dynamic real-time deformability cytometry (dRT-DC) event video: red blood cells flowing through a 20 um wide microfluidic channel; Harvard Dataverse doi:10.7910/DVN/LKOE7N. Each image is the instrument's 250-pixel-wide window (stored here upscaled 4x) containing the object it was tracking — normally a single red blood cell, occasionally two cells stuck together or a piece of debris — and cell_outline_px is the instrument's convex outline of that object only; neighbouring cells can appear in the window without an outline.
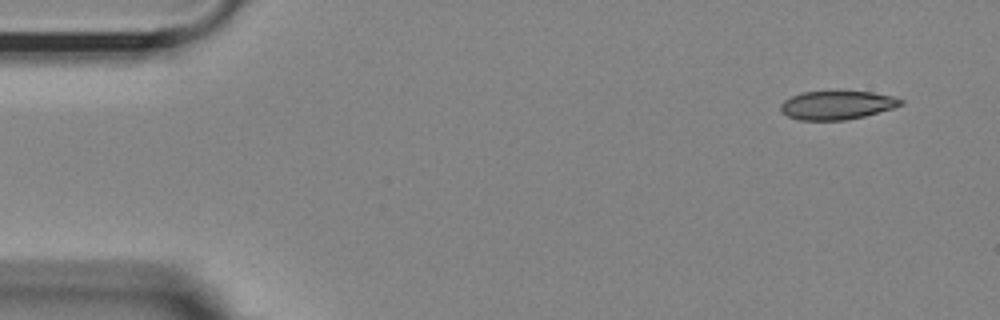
{"species": "Egyptian fruit bat (a non-hibernating species)", "species_latin": "Rousettus aegyptiacus", "temperature_condition": "room temperature", "stored_images_in_passage": 6, "camera_frame_rate_fps": 3000, "um_per_image_px": 0.085, "animal": {"sex": "female"}, "frame": {"image": 1, "passage_image": 1, "time_ms": 0.0, "image_size_px": [1000, 320], "cell_outline_px": [[904, 104], [892, 108], [864, 116], [844, 120], [800, 120], [788, 116], [780, 112], [780, 104], [784, 100], [800, 92], [872, 92], [892, 96], [904, 100]], "centroid_in_image_um": [71.12, 8.94], "position_along_channel_um": 13.9, "area_um2": 19.88}}